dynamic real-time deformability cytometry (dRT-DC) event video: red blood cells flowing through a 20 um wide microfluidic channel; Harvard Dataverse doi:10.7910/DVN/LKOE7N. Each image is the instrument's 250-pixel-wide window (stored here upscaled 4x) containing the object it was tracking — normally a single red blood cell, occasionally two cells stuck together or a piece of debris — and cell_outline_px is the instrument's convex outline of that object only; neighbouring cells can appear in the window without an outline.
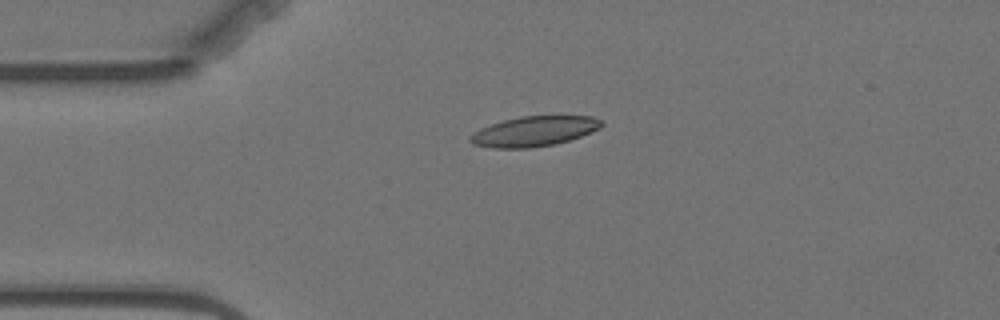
{"species": "Egyptian fruit bat (a non-hibernating species)", "species_latin": "Rousettus aegyptiacus", "temperature_condition": "warm", "stored_images_in_passage": 4, "camera_frame_rate_fps": 3000, "um_per_image_px": 0.085, "animal": {"sex": "female"}, "frame": {"image": 1, "passage_image": 4, "time_ms": 3.667, "image_size_px": [1000, 320], "cell_outline_px": [[604, 124], [600, 128], [592, 132], [556, 144], [532, 148], [492, 148], [472, 144], [468, 140], [468, 136], [480, 128], [504, 120], [520, 116], [592, 116], [604, 120]], "centroid_in_image_um": [45.4, 11.16], "position_along_channel_um": 39.6, "area_um2": 23.18}}